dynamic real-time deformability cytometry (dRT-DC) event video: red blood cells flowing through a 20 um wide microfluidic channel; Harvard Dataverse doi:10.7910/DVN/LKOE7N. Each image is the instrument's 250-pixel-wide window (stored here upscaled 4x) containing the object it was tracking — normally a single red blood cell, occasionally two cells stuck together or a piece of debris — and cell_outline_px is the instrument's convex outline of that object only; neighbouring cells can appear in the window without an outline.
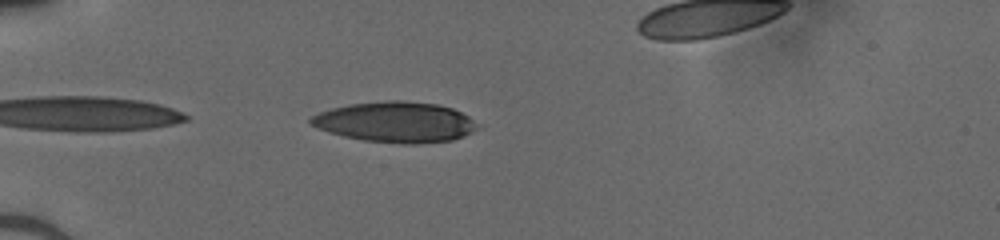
{"species": "human", "species_latin": "Homo sapiens", "temperature_condition": "cold", "stored_images_in_passage": 34, "camera_frame_rate_fps": 3000, "um_per_image_px": 0.085, "donor": {"sex": "male"}, "frame": {"image": 1, "passage_image": 2, "time_ms": 0.333, "image_size_px": [1000, 240], "cell_outline_px": [[480, 124], [472, 132], [464, 136], [452, 140], [416, 144], [404, 144], [364, 140], [344, 136], [328, 132], [312, 124], [308, 120], [312, 116], [320, 112], [332, 108], [348, 104], [384, 100], [400, 100], [436, 104], [452, 108], [468, 116]], "centroid_in_image_um": [33.63, 10.37], "position_along_channel_um": 51.4, "area_um2": 39.3}}
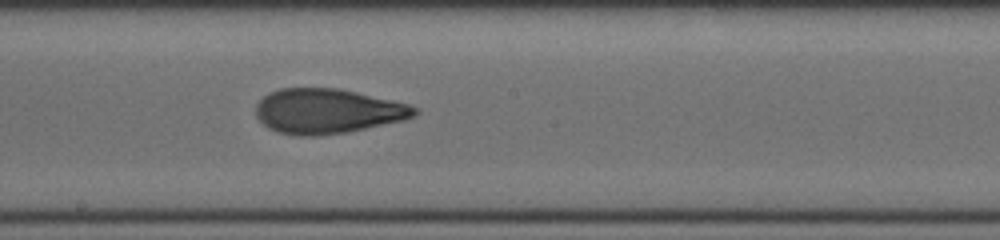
{"frame": {"image": 2, "passage_image": 16, "time_ms": 5.0, "image_size_px": [1000, 240], "cell_outline_px": [[420, 112], [416, 116], [404, 120], [348, 132], [316, 136], [300, 136], [276, 132], [268, 128], [256, 116], [256, 104], [268, 92], [280, 88], [340, 88], [392, 100], [408, 104], [416, 108]], "centroid_in_image_um": [27.84, 9.45], "position_along_channel_um": 220.4, "area_um2": 41.67}}
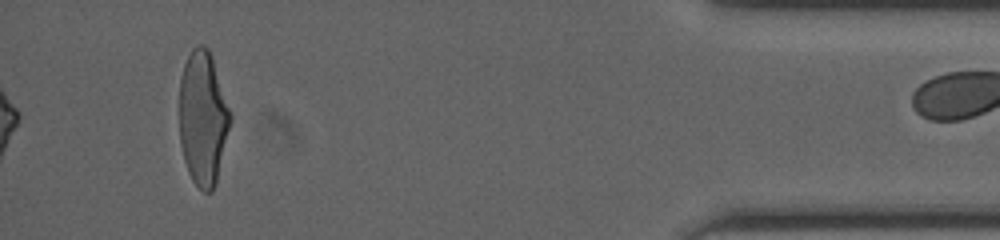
{"frame": {"image": 3, "passage_image": 34, "time_ms": 11.0, "image_size_px": [1000, 240], "cell_outline_px": [[232, 120], [216, 184], [212, 192], [204, 192], [192, 180], [188, 172], [184, 160], [180, 144], [180, 76], [184, 64], [192, 48], [196, 44], [204, 44], [208, 48], [212, 56], [232, 112]], "centroid_in_image_um": [17.27, 10.02], "position_along_channel_um": 417.9, "area_um2": 40.4}}